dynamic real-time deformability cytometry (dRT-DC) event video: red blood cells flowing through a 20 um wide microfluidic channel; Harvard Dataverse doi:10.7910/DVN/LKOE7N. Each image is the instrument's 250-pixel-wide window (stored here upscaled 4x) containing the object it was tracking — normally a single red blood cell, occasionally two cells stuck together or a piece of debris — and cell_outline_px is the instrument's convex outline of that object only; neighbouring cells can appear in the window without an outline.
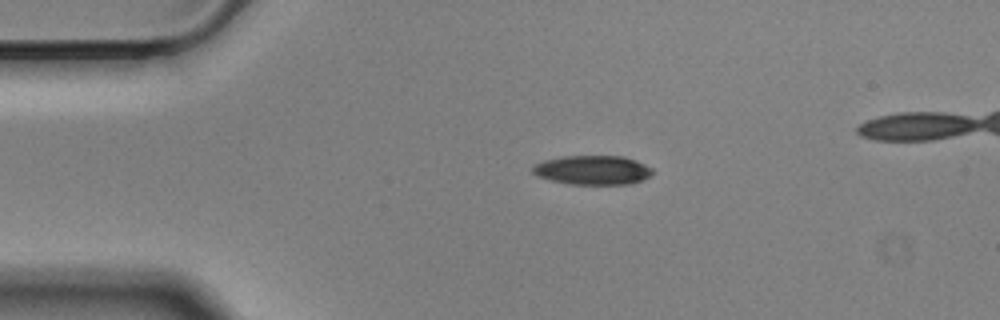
{"species": "Egyptian fruit bat (a non-hibernating species)", "species_latin": "Rousettus aegyptiacus", "temperature_condition": "cold", "stored_images_in_passage": 43, "camera_frame_rate_fps": 3000, "um_per_image_px": 0.085, "animal": {"sex": "male"}, "frame": {"image": 1, "passage_image": 1, "time_ms": 0.0, "image_size_px": [1000, 320], "cell_outline_px": [[652, 172], [648, 176], [640, 180], [628, 184], [572, 184], [552, 180], [536, 176], [532, 172], [532, 168], [536, 164], [544, 160], [564, 156], [624, 156], [636, 160], [652, 168]], "centroid_in_image_um": [50.36, 14.44], "position_along_channel_um": 34.6, "area_um2": 20.17}}
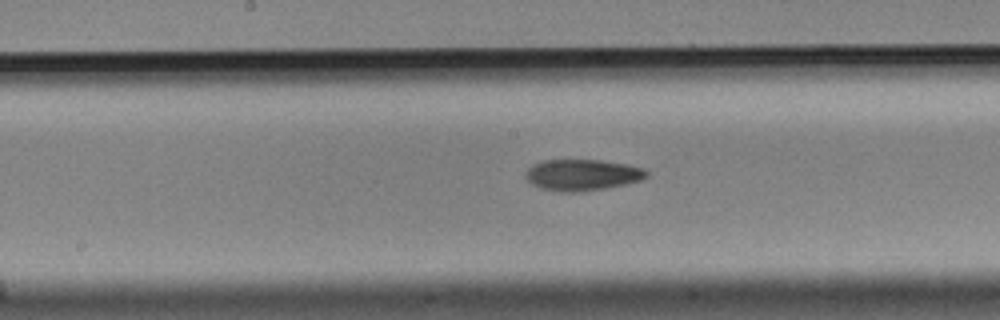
{"frame": {"image": 2, "passage_image": 18, "time_ms": 5.667, "image_size_px": [1000, 320], "cell_outline_px": [[648, 176], [640, 180], [624, 184], [604, 188], [580, 192], [560, 192], [540, 188], [532, 184], [524, 176], [528, 168], [532, 164], [544, 160], [600, 160], [628, 164], [644, 168], [648, 172]], "centroid_in_image_um": [49.48, 14.86], "position_along_channel_um": 198.7, "area_um2": 22.08}}
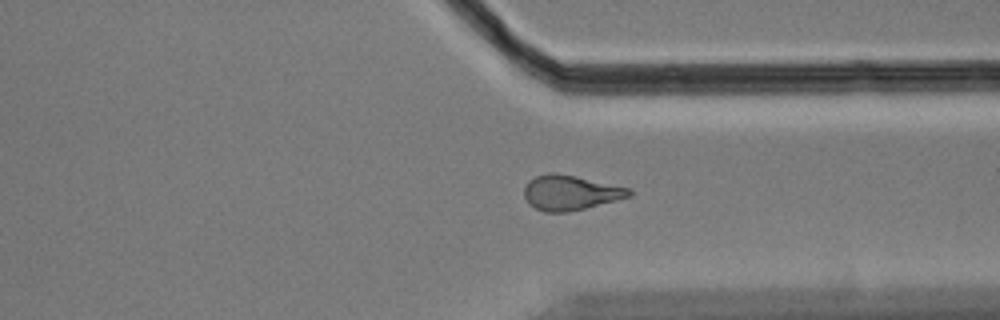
{"frame": {"image": 3, "passage_image": 32, "time_ms": 10.333, "image_size_px": [1000, 320], "cell_outline_px": [[632, 196], [568, 212], [544, 212], [528, 204], [524, 196], [524, 188], [528, 180], [536, 176], [548, 172], [556, 172], [576, 176], [628, 188], [632, 192]], "centroid_in_image_um": [48.43, 16.37], "position_along_channel_um": 363.0, "area_um2": 21.27}, "authors_computed_cell_mechanics": {"area_um2": 21.6172, "velocity_mm_per_s": 3.5289, "shape_relaxation_time_tau1_ms": 9.7195, "shape_relaxation_time_tau2_ms": 7.6264, "deformation_change_tau1": 0.2043, "deformation_change_tau2": 0.1602}}